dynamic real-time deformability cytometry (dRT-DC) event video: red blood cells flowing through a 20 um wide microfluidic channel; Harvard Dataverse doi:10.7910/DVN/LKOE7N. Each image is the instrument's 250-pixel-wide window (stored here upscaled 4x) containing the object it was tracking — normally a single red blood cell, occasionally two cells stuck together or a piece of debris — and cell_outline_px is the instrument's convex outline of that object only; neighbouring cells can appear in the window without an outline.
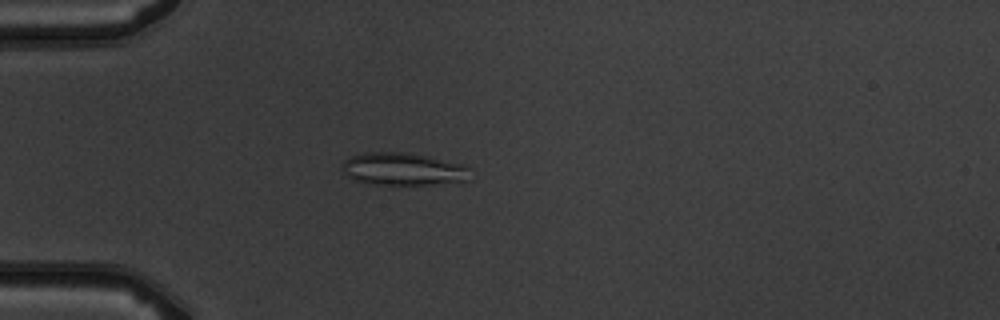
{"species": "common noctule bat (a hibernating species)", "species_latin": "Nyctalus noctula", "temperature_condition": "warm", "stored_images_in_passage": 4, "camera_frame_rate_fps": 3000, "um_per_image_px": 0.085, "animal": {"sex": "male", "body_mass_g": 19.5, "forearm_length_mm": 54.6}, "frame": {"image": 1, "passage_image": 4, "time_ms": 4.333, "image_size_px": [1000, 320], "cell_outline_px": [[468, 168], [464, 180], [460, 184], [376, 184], [352, 180], [340, 168], [344, 160], [352, 156], [364, 152], [408, 152], [428, 156], [464, 164]], "centroid_in_image_um": [34.24, 14.37], "position_along_channel_um": 50.8, "area_um2": 24.39}}